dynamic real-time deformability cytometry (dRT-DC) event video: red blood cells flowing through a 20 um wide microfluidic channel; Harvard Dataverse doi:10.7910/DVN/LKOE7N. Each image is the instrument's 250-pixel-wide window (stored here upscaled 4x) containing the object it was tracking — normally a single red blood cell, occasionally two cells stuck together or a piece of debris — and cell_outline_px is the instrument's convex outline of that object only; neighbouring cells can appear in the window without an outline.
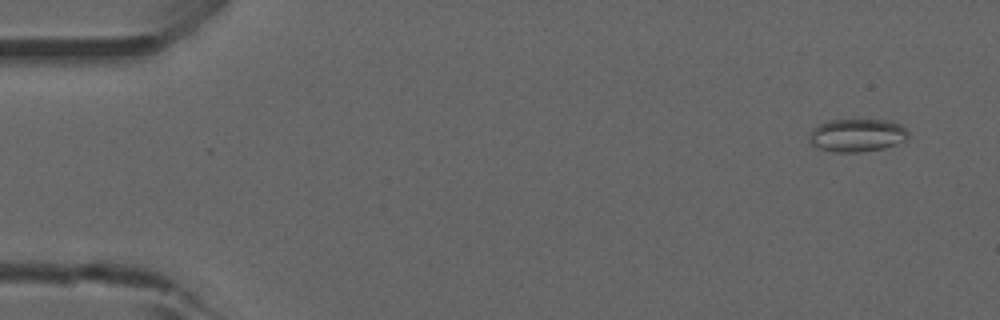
{"species": "common noctule bat (a hibernating species)", "species_latin": "Nyctalus noctula", "temperature_condition": "room temperature", "stored_images_in_passage": 53, "camera_frame_rate_fps": 3000, "um_per_image_px": 0.085, "animal": {"sex": "male", "forearm_length_mm": 52.5}, "frame": {"image": 1, "passage_image": 4, "time_ms": 1.0, "image_size_px": [1000, 320], "cell_outline_px": [[908, 136], [904, 140], [884, 148], [860, 152], [836, 152], [820, 148], [812, 144], [808, 140], [808, 136], [812, 128], [828, 120], [888, 120], [900, 124], [908, 132]], "centroid_in_image_um": [72.81, 11.49], "position_along_channel_um": 12.2, "area_um2": 18.9}}
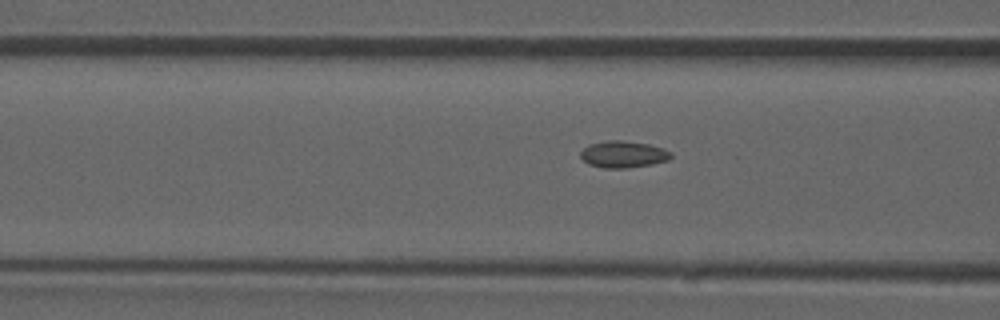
{"frame": {"image": 2, "passage_image": 21, "time_ms": 6.667, "image_size_px": [1000, 320], "cell_outline_px": [[672, 156], [668, 160], [652, 164], [624, 168], [604, 168], [588, 164], [580, 156], [580, 152], [588, 144], [608, 140], [620, 140], [648, 144], [664, 148], [672, 152]], "centroid_in_image_um": [52.98, 13.11], "position_along_channel_um": 113.6, "area_um2": 14.1}}
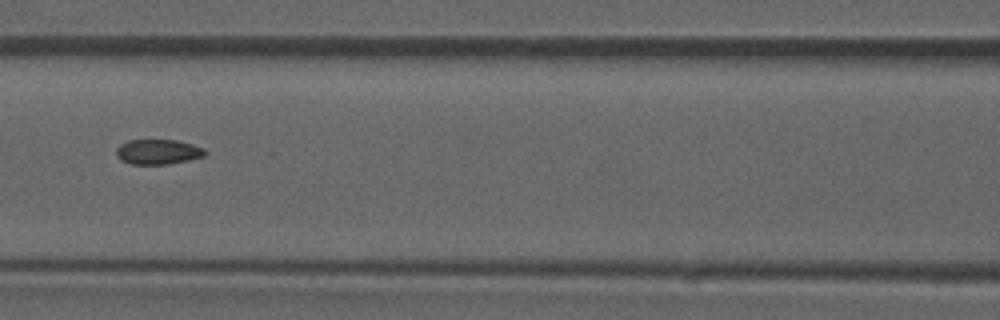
{"frame": {"image": 3, "passage_image": 24, "time_ms": 7.667, "image_size_px": [1000, 320], "cell_outline_px": [[208, 152], [204, 156], [188, 160], [168, 164], [132, 164], [120, 160], [116, 156], [116, 148], [120, 144], [128, 140], [176, 140], [192, 144], [204, 148]], "centroid_in_image_um": [13.42, 12.9], "position_along_channel_um": 153.2, "area_um2": 13.01}, "authors_computed_cell_mechanics": {"area_um2": 13.583, "velocity_mm_per_s": 3.9361, "shape_relaxation_time_tau1_ms": null, "shape_relaxation_time_tau2_ms": 1.5711, "deformation_change_tau1": null, "deformation_change_tau2": 0.062}}